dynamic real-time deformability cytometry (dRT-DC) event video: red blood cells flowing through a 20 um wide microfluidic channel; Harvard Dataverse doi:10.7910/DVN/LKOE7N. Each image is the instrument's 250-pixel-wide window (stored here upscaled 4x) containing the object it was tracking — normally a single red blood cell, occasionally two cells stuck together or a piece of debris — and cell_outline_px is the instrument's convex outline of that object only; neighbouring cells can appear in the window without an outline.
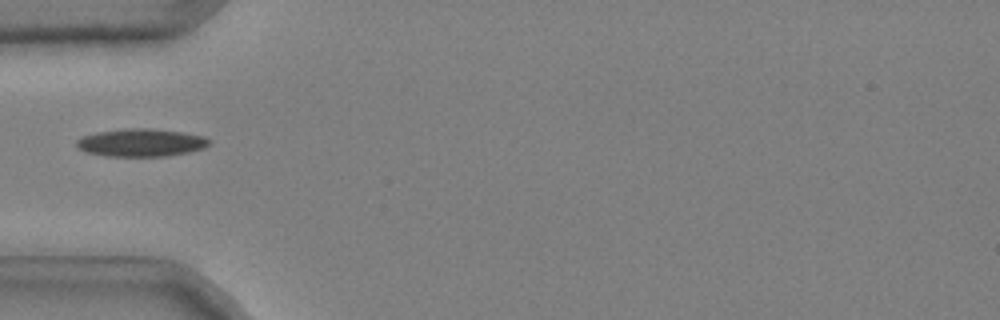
{"species": "common noctule bat (a hibernating species)", "species_latin": "Nyctalus noctula", "temperature_condition": "cold", "stored_images_in_passage": 33, "camera_frame_rate_fps": 3000, "um_per_image_px": 0.085, "animal": {"sex": "male", "body_mass_g": 20.4}, "frame": {"image": 1, "passage_image": 1, "time_ms": 0.0, "image_size_px": [1000, 320], "cell_outline_px": [[212, 140], [204, 148], [188, 152], [168, 156], [108, 156], [84, 152], [76, 144], [76, 140], [80, 136], [96, 132], [128, 128], [152, 128], [180, 132], [204, 136]], "centroid_in_image_um": [11.97, 12.12], "position_along_channel_um": 73.0, "area_um2": 21.56}}
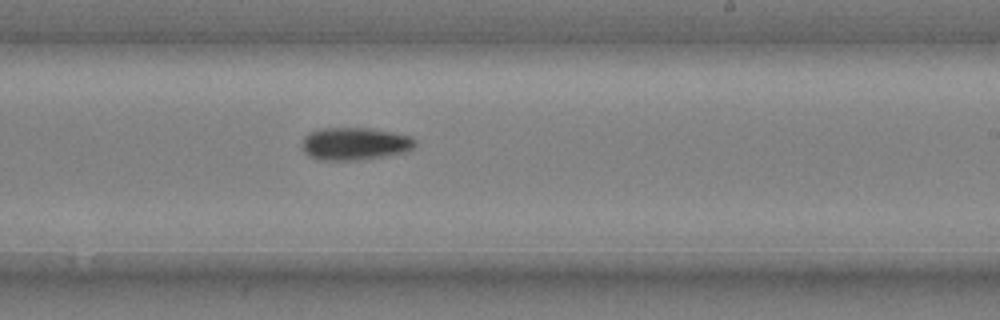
{"frame": {"image": 2, "passage_image": 16, "time_ms": 5.0, "image_size_px": [1000, 320], "cell_outline_px": [[416, 144], [412, 148], [404, 152], [380, 156], [352, 160], [320, 160], [308, 156], [304, 152], [304, 136], [308, 132], [316, 128], [368, 128], [392, 132], [412, 136], [416, 140]], "centroid_in_image_um": [30.13, 12.2], "position_along_channel_um": 258.9, "area_um2": 21.33}}
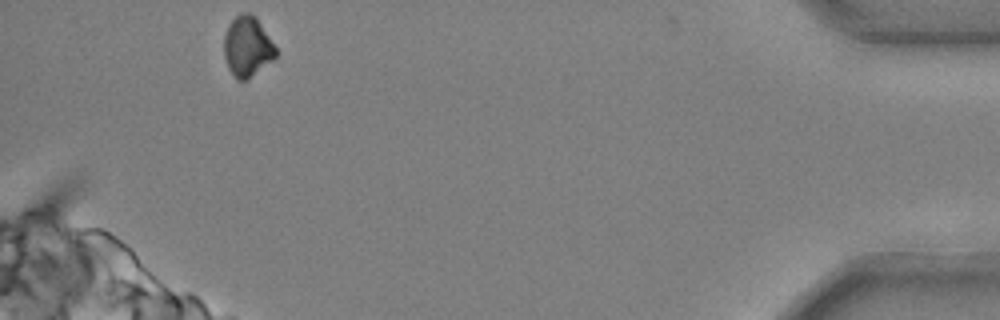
{"frame": {"image": 3, "passage_image": 33, "time_ms": 10.667, "image_size_px": [1000, 320], "cell_outline_px": [[276, 56], [272, 60], [248, 80], [236, 80], [228, 68], [224, 56], [224, 36], [228, 24], [240, 12], [248, 12], [256, 16], [276, 48]], "centroid_in_image_um": [21.01, 3.96], "position_along_channel_um": 414.2, "area_um2": 18.26}}